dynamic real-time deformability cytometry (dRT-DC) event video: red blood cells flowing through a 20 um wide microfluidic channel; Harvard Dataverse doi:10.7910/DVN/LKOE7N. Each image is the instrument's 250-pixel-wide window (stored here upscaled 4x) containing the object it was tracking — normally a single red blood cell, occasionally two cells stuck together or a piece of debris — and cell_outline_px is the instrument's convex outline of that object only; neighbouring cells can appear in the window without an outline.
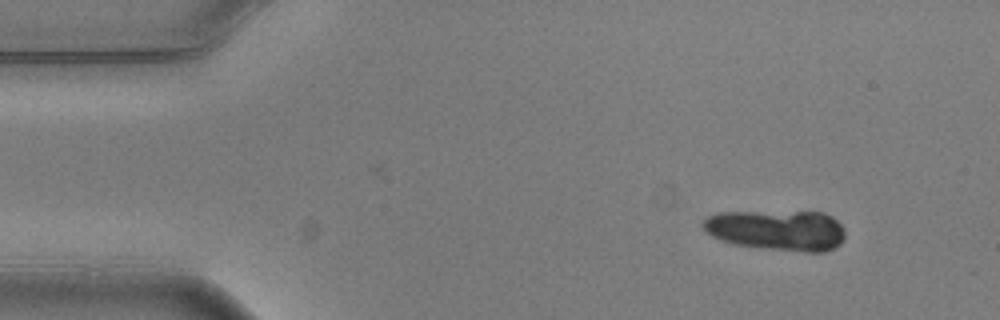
{"species": "common noctule bat (a hibernating species)", "species_latin": "Nyctalus noctula", "temperature_condition": "warm", "stored_images_in_passage": 5, "camera_frame_rate_fps": 3000, "um_per_image_px": 0.085, "animal": {"sex": "male", "body_mass_g": 20.5, "forearm_length_mm": 52.5}, "frame": {"image": 1, "passage_image": 1, "time_ms": 0.0, "image_size_px": [1000, 320], "cell_outline_px": [[844, 236], [840, 244], [824, 252], [808, 252], [768, 248], [736, 244], [720, 240], [712, 236], [700, 224], [708, 216], [716, 212], [824, 212], [832, 216], [844, 228]], "centroid_in_image_um": [66.05, 19.55], "position_along_channel_um": 18.9, "area_um2": 33.41}}
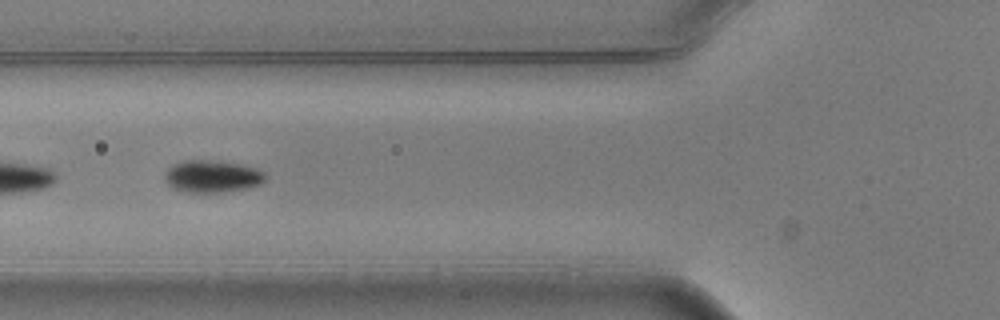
{"frame": {"image": 2, "passage_image": 5, "time_ms": 1.333, "image_size_px": [1000, 320], "cell_outline_px": [[264, 180], [260, 184], [244, 188], [220, 192], [184, 192], [172, 188], [164, 180], [164, 176], [168, 168], [172, 164], [184, 160], [208, 160], [240, 164], [256, 168], [264, 172]], "centroid_in_image_um": [17.97, 14.98], "position_along_channel_um": 107.8, "area_um2": 18.73}}